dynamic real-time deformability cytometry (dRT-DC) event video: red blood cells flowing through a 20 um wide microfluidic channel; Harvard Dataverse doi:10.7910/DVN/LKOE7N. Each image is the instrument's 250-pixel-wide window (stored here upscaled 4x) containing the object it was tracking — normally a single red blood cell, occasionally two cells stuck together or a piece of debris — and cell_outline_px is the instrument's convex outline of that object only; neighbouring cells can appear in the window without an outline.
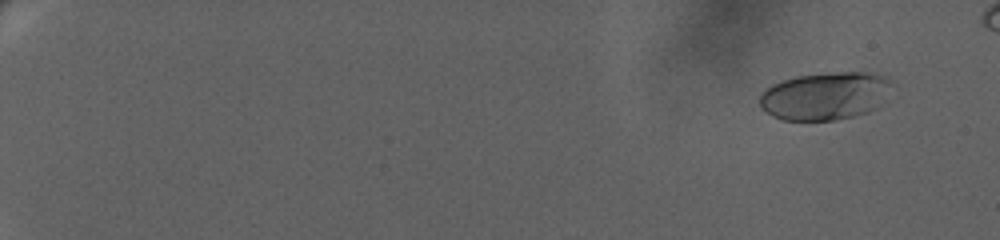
{"species": "human", "species_latin": "Homo sapiens", "temperature_condition": "warm", "stored_images_in_passage": 22, "camera_frame_rate_fps": 3000, "um_per_image_px": 0.085, "donor": {"sex": "female"}, "frame": {"image": 1, "passage_image": 3, "time_ms": 1.0, "image_size_px": [1000, 240], "cell_outline_px": [[888, 84], [876, 108], [868, 112], [852, 116], [832, 120], [784, 120], [772, 116], [760, 108], [760, 92], [764, 88], [772, 84], [796, 76], [828, 72], [864, 72], [888, 76]], "centroid_in_image_um": [70.02, 8.15], "position_along_channel_um": 15.0, "area_um2": 36.36}}
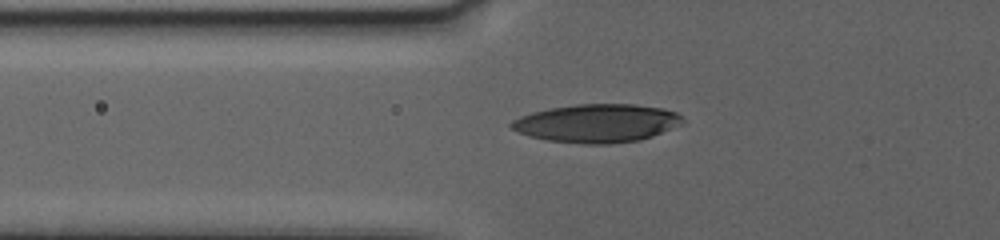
{"frame": {"image": 2, "passage_image": 19, "time_ms": 9.0, "image_size_px": [1000, 240], "cell_outline_px": [[684, 120], [680, 124], [652, 136], [640, 140], [608, 144], [584, 144], [548, 140], [528, 136], [512, 128], [508, 124], [512, 120], [520, 116], [532, 112], [548, 108], [576, 104], [636, 104], [664, 108], [676, 112]], "centroid_in_image_um": [50.72, 10.47], "position_along_channel_um": 75.1, "area_um2": 38.21}}
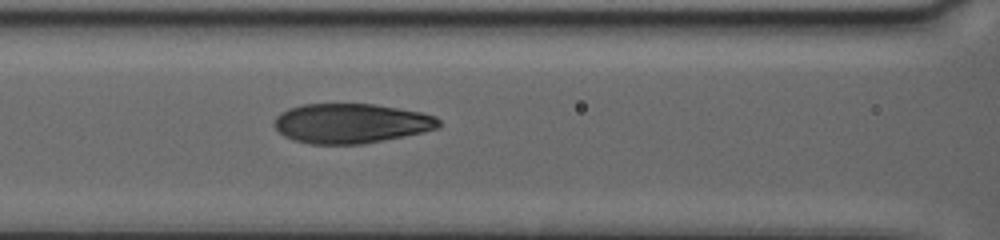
{"frame": {"image": 3, "passage_image": 22, "time_ms": 11.0, "image_size_px": [1000, 240], "cell_outline_px": [[440, 124], [436, 128], [424, 132], [364, 144], [308, 144], [292, 140], [284, 136], [272, 124], [276, 116], [280, 112], [288, 108], [304, 104], [376, 104], [420, 112], [436, 116], [440, 120]], "centroid_in_image_um": [29.81, 10.49], "position_along_channel_um": 136.8, "area_um2": 38.26}}